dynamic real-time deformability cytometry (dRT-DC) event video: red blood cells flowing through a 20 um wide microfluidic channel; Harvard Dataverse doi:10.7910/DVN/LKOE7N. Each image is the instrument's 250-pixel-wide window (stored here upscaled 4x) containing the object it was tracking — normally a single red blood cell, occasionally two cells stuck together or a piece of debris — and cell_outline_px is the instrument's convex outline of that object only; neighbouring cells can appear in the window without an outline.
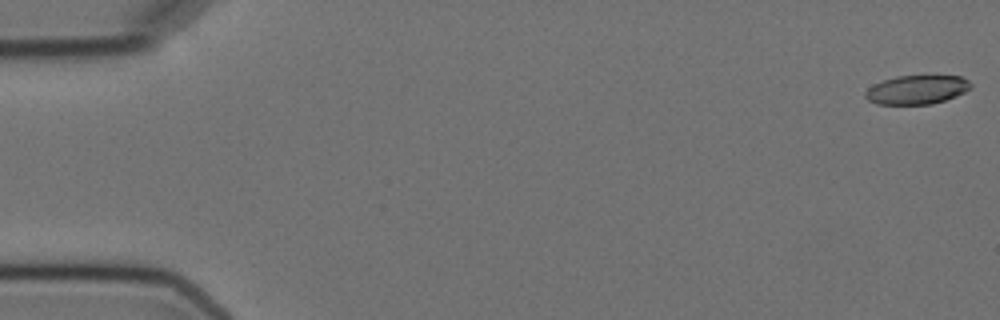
{"species": "Egyptian fruit bat (a non-hibernating species)", "species_latin": "Rousettus aegyptiacus", "temperature_condition": "cold", "stored_images_in_passage": 15, "camera_frame_rate_fps": 3000, "um_per_image_px": 0.085, "animal": {"sex": "female"}, "frame": {"image": 1, "passage_image": 1, "time_ms": 0.0, "image_size_px": [1000, 320], "cell_outline_px": [[972, 88], [956, 96], [932, 104], [876, 104], [868, 100], [864, 96], [864, 92], [872, 84], [896, 76], [936, 72], [960, 76], [968, 80], [972, 84]], "centroid_in_image_um": [77.97, 7.56], "position_along_channel_um": 7.0, "area_um2": 18.73}}
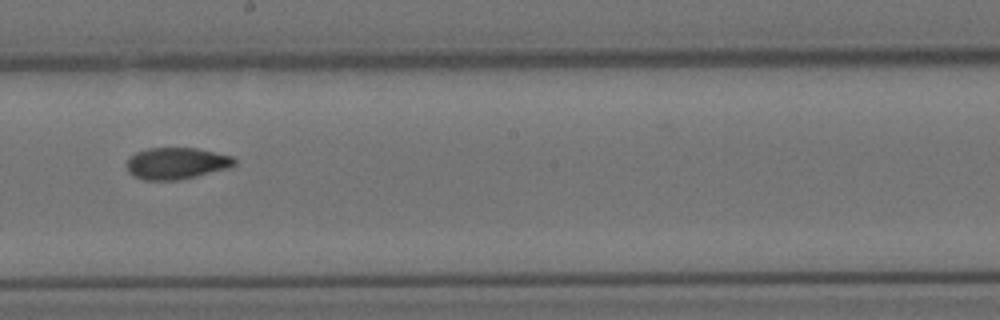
{"frame": {"image": 2, "passage_image": 9, "time_ms": 10.333, "image_size_px": [1000, 320], "cell_outline_px": [[236, 164], [228, 168], [176, 180], [144, 180], [128, 172], [128, 156], [136, 152], [148, 148], [196, 148], [232, 156], [236, 160]], "centroid_in_image_um": [14.98, 13.87], "position_along_channel_um": 233.2, "area_um2": 19.59}}
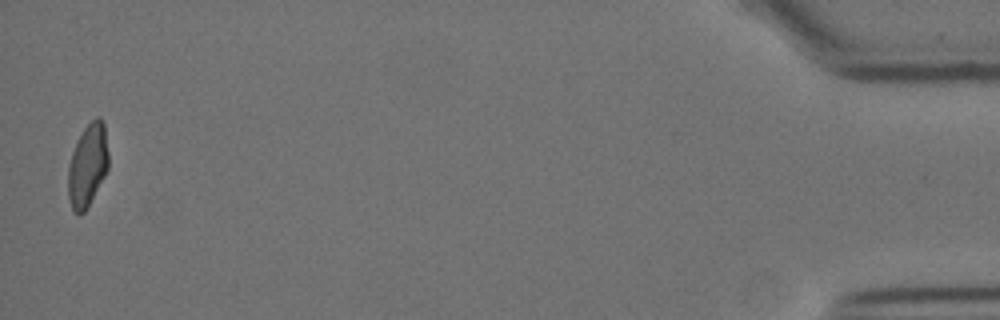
{"frame": {"image": 3, "passage_image": 15, "time_ms": 18.333, "image_size_px": [1000, 320], "cell_outline_px": [[108, 168], [104, 176], [84, 212], [80, 216], [72, 212], [68, 200], [68, 164], [72, 152], [84, 128], [96, 116], [100, 116], [104, 124], [108, 152]], "centroid_in_image_um": [7.43, 14.08], "position_along_channel_um": 427.8, "area_um2": 19.42}}